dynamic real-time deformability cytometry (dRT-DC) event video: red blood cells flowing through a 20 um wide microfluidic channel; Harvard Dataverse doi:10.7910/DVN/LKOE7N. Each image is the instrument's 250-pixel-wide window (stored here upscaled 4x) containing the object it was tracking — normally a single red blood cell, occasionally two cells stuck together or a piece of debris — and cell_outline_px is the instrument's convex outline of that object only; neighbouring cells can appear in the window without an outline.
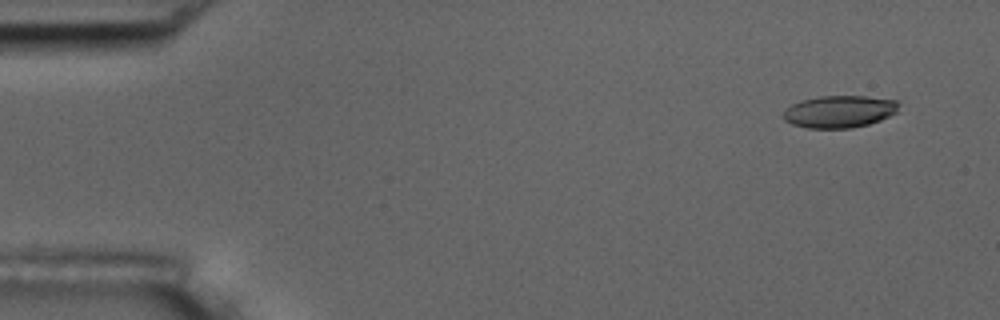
{"species": "common noctule bat (a hibernating species)", "species_latin": "Nyctalus noctula", "temperature_condition": "room temperature", "stored_images_in_passage": 8, "camera_frame_rate_fps": 3000, "um_per_image_px": 0.085, "animal": {"sex": "male", "body_mass_g": 17.5, "forearm_length_mm": 52.3}, "frame": {"image": 1, "passage_image": 1, "time_ms": 0.0, "image_size_px": [1000, 320], "cell_outline_px": [[900, 104], [896, 112], [880, 120], [868, 124], [852, 128], [808, 128], [792, 124], [784, 120], [784, 112], [792, 104], [800, 100], [820, 96], [864, 96], [896, 100]], "centroid_in_image_um": [71.35, 9.48], "position_along_channel_um": 13.6, "area_um2": 21.56}}
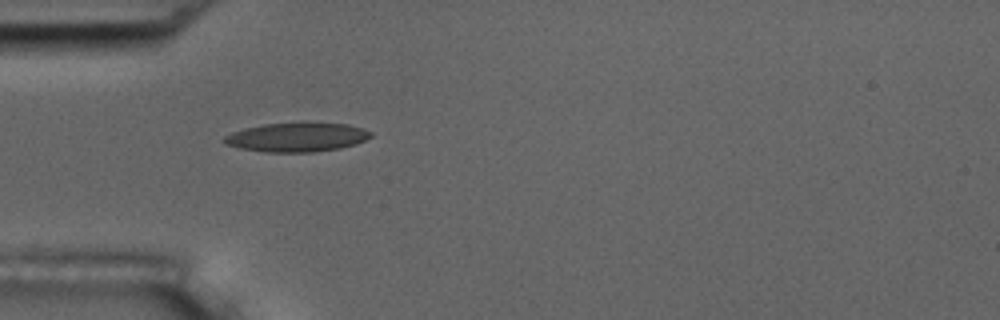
{"frame": {"image": 2, "passage_image": 5, "time_ms": 4.333, "image_size_px": [1000, 320], "cell_outline_px": [[372, 136], [356, 144], [340, 148], [312, 152], [268, 152], [240, 148], [224, 144], [224, 136], [232, 132], [244, 128], [264, 124], [300, 120], [348, 124], [364, 128], [372, 132]], "centroid_in_image_um": [25.26, 11.62], "position_along_channel_um": 59.7, "area_um2": 25.61}}
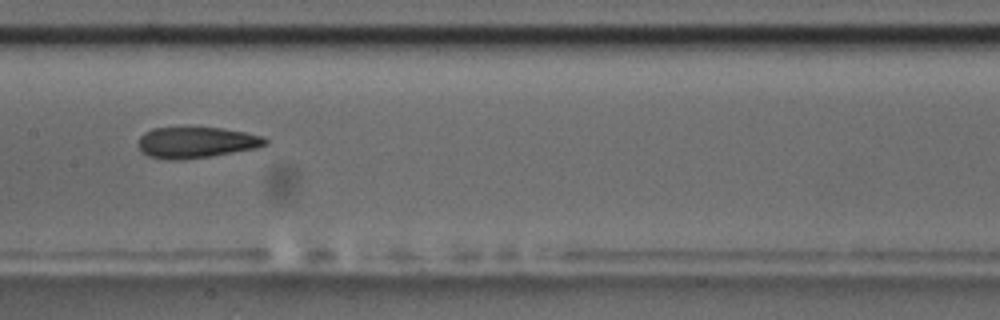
{"frame": {"image": 3, "passage_image": 8, "time_ms": 8.0, "image_size_px": [1000, 320], "cell_outline_px": [[268, 144], [256, 148], [212, 156], [180, 160], [168, 160], [148, 156], [140, 152], [136, 144], [140, 136], [144, 132], [152, 128], [220, 128], [244, 132], [264, 136], [268, 140]], "centroid_in_image_um": [16.64, 12.12], "position_along_channel_um": 190.8, "area_um2": 23.18}}